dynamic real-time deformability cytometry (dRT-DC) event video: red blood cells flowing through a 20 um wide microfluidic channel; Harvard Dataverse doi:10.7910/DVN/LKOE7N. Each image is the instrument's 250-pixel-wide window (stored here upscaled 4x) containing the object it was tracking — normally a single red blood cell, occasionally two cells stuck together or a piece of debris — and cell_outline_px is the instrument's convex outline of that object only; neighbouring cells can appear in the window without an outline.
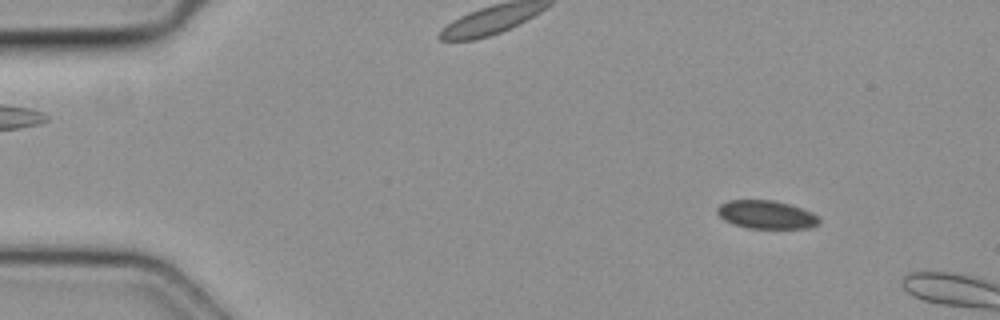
{"species": "common noctule bat (a hibernating species)", "species_latin": "Nyctalus noctula", "temperature_condition": "cold", "stored_images_in_passage": 8, "camera_frame_rate_fps": 3000, "um_per_image_px": 0.085, "animal": {"sex": "female", "body_mass_g": 19.3, "forearm_length_mm": 54.1}, "frame": {"image": 1, "passage_image": 6, "time_ms": 1.667, "image_size_px": [1000, 320], "cell_outline_px": [[820, 224], [808, 228], [748, 228], [724, 220], [716, 212], [716, 208], [720, 204], [728, 200], [772, 200], [788, 204], [812, 212], [820, 216]], "centroid_in_image_um": [65.15, 18.24], "position_along_channel_um": 19.8, "area_um2": 16.76}}